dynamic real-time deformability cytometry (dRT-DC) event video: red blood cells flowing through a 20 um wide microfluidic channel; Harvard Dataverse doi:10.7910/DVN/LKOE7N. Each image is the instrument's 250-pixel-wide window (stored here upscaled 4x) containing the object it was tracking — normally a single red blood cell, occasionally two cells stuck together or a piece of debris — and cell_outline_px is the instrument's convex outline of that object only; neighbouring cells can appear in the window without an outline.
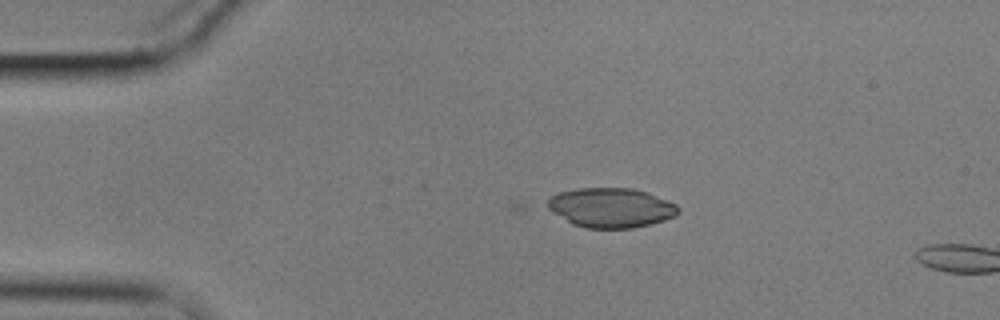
{"species": "common noctule bat (a hibernating species)", "species_latin": "Nyctalus noctula", "temperature_condition": "cold", "stored_images_in_passage": 2, "camera_frame_rate_fps": 3000, "um_per_image_px": 0.085, "animal": {"sex": "male", "body_mass_g": 17.9}, "frame": {"image": 1, "passage_image": 2, "time_ms": 0.333, "image_size_px": [1000, 320], "cell_outline_px": [[680, 212], [676, 216], [664, 220], [632, 228], [584, 228], [572, 224], [548, 208], [548, 196], [560, 192], [576, 188], [632, 188], [648, 192], [676, 204], [680, 208]], "centroid_in_image_um": [51.95, 17.64], "position_along_channel_um": 33.1, "area_um2": 30.17}}